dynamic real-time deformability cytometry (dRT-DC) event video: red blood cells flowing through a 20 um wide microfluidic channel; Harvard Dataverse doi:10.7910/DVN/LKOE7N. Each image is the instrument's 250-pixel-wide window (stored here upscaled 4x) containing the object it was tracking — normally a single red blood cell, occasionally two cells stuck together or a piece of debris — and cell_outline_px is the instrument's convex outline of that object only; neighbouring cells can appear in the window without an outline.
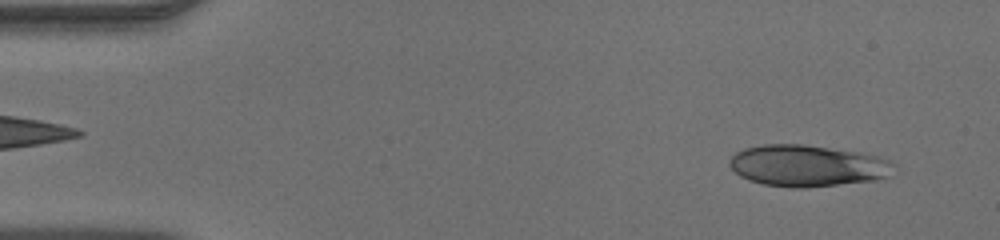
{"species": "human", "species_latin": "Homo sapiens", "temperature_condition": "warm", "stored_images_in_passage": 47, "camera_frame_rate_fps": 3000, "um_per_image_px": 0.085, "donor": {"sex": "male"}, "frame": {"image": 1, "passage_image": 3, "time_ms": 0.667, "image_size_px": [1000, 240], "cell_outline_px": [[896, 164], [888, 176], [876, 180], [804, 188], [792, 188], [764, 184], [748, 180], [740, 176], [728, 164], [728, 160], [736, 152], [744, 148], [764, 144], [804, 144], [856, 152], [880, 156]], "centroid_in_image_um": [68.61, 14.09], "position_along_channel_um": 16.4, "area_um2": 39.77}}
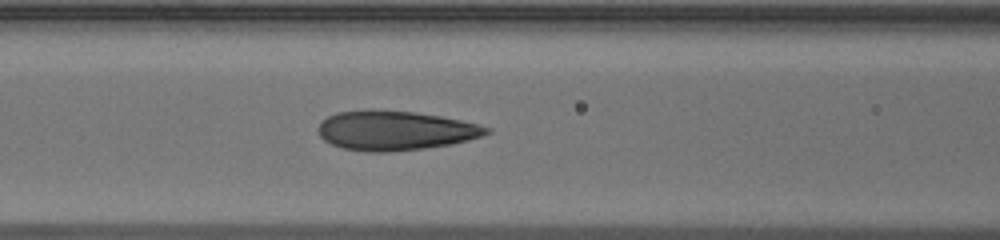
{"frame": {"image": 2, "passage_image": 19, "time_ms": 6.0, "image_size_px": [1000, 240], "cell_outline_px": [[492, 132], [468, 140], [448, 144], [424, 148], [388, 152], [368, 152], [344, 148], [332, 144], [324, 140], [320, 136], [316, 128], [328, 116], [336, 112], [412, 112], [440, 116], [480, 124], [492, 128]], "centroid_in_image_um": [33.62, 11.12], "position_along_channel_um": 133.0, "area_um2": 37.74}}
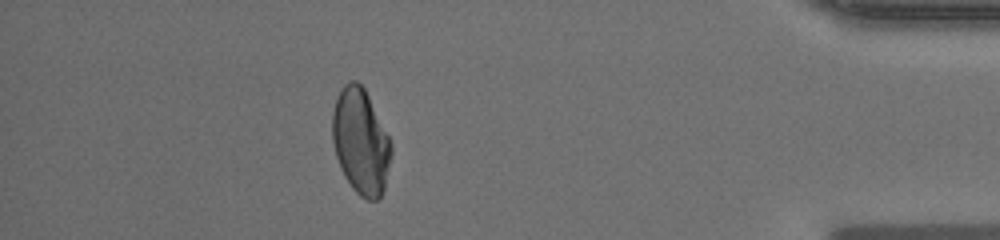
{"frame": {"image": 3, "passage_image": 42, "time_ms": 13.667, "image_size_px": [1000, 240], "cell_outline_px": [[392, 152], [384, 192], [376, 200], [368, 200], [360, 196], [352, 188], [344, 176], [340, 168], [336, 156], [332, 140], [332, 112], [336, 100], [344, 84], [348, 80], [356, 80], [364, 88], [392, 144]], "centroid_in_image_um": [30.65, 12.06], "position_along_channel_um": 404.5, "area_um2": 36.13}}